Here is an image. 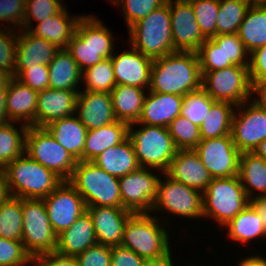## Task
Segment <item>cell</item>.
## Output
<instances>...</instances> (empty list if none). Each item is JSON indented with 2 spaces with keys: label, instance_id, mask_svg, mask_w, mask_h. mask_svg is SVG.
<instances>
[{
  "label": "cell",
  "instance_id": "obj_1",
  "mask_svg": "<svg viewBox=\"0 0 266 266\" xmlns=\"http://www.w3.org/2000/svg\"><path fill=\"white\" fill-rule=\"evenodd\" d=\"M201 87L197 52L175 51L153 60L148 91L184 96Z\"/></svg>",
  "mask_w": 266,
  "mask_h": 266
},
{
  "label": "cell",
  "instance_id": "obj_62",
  "mask_svg": "<svg viewBox=\"0 0 266 266\" xmlns=\"http://www.w3.org/2000/svg\"><path fill=\"white\" fill-rule=\"evenodd\" d=\"M253 153L266 160V139L256 146V148L253 150Z\"/></svg>",
  "mask_w": 266,
  "mask_h": 266
},
{
  "label": "cell",
  "instance_id": "obj_19",
  "mask_svg": "<svg viewBox=\"0 0 266 266\" xmlns=\"http://www.w3.org/2000/svg\"><path fill=\"white\" fill-rule=\"evenodd\" d=\"M75 114L87 130L116 121L112 97L107 92L79 91Z\"/></svg>",
  "mask_w": 266,
  "mask_h": 266
},
{
  "label": "cell",
  "instance_id": "obj_43",
  "mask_svg": "<svg viewBox=\"0 0 266 266\" xmlns=\"http://www.w3.org/2000/svg\"><path fill=\"white\" fill-rule=\"evenodd\" d=\"M62 0H26L22 29L30 30L35 23L59 13L65 6Z\"/></svg>",
  "mask_w": 266,
  "mask_h": 266
},
{
  "label": "cell",
  "instance_id": "obj_8",
  "mask_svg": "<svg viewBox=\"0 0 266 266\" xmlns=\"http://www.w3.org/2000/svg\"><path fill=\"white\" fill-rule=\"evenodd\" d=\"M250 204L238 176L213 178L203 192L204 218L225 226Z\"/></svg>",
  "mask_w": 266,
  "mask_h": 266
},
{
  "label": "cell",
  "instance_id": "obj_50",
  "mask_svg": "<svg viewBox=\"0 0 266 266\" xmlns=\"http://www.w3.org/2000/svg\"><path fill=\"white\" fill-rule=\"evenodd\" d=\"M14 77L37 92L49 88V69L47 65L38 64L28 69H14Z\"/></svg>",
  "mask_w": 266,
  "mask_h": 266
},
{
  "label": "cell",
  "instance_id": "obj_5",
  "mask_svg": "<svg viewBox=\"0 0 266 266\" xmlns=\"http://www.w3.org/2000/svg\"><path fill=\"white\" fill-rule=\"evenodd\" d=\"M159 215L132 213L127 220L121 245L129 248L144 259L158 258L171 250L169 230Z\"/></svg>",
  "mask_w": 266,
  "mask_h": 266
},
{
  "label": "cell",
  "instance_id": "obj_61",
  "mask_svg": "<svg viewBox=\"0 0 266 266\" xmlns=\"http://www.w3.org/2000/svg\"><path fill=\"white\" fill-rule=\"evenodd\" d=\"M243 260H240L238 266H266V258L263 256L259 255H252V256H247L244 258H241Z\"/></svg>",
  "mask_w": 266,
  "mask_h": 266
},
{
  "label": "cell",
  "instance_id": "obj_14",
  "mask_svg": "<svg viewBox=\"0 0 266 266\" xmlns=\"http://www.w3.org/2000/svg\"><path fill=\"white\" fill-rule=\"evenodd\" d=\"M230 134L240 153L253 152L266 139V110L252 100L236 106Z\"/></svg>",
  "mask_w": 266,
  "mask_h": 266
},
{
  "label": "cell",
  "instance_id": "obj_10",
  "mask_svg": "<svg viewBox=\"0 0 266 266\" xmlns=\"http://www.w3.org/2000/svg\"><path fill=\"white\" fill-rule=\"evenodd\" d=\"M23 235L21 241L26 252L35 256L54 252L57 235L48 219L43 199H22Z\"/></svg>",
  "mask_w": 266,
  "mask_h": 266
},
{
  "label": "cell",
  "instance_id": "obj_39",
  "mask_svg": "<svg viewBox=\"0 0 266 266\" xmlns=\"http://www.w3.org/2000/svg\"><path fill=\"white\" fill-rule=\"evenodd\" d=\"M22 199L10 196L0 204V237L20 240L23 235Z\"/></svg>",
  "mask_w": 266,
  "mask_h": 266
},
{
  "label": "cell",
  "instance_id": "obj_45",
  "mask_svg": "<svg viewBox=\"0 0 266 266\" xmlns=\"http://www.w3.org/2000/svg\"><path fill=\"white\" fill-rule=\"evenodd\" d=\"M216 44H223L225 68L231 65L249 66L250 55L237 33L219 34L211 37Z\"/></svg>",
  "mask_w": 266,
  "mask_h": 266
},
{
  "label": "cell",
  "instance_id": "obj_16",
  "mask_svg": "<svg viewBox=\"0 0 266 266\" xmlns=\"http://www.w3.org/2000/svg\"><path fill=\"white\" fill-rule=\"evenodd\" d=\"M43 201L56 235L67 230L86 211L83 197L68 181H63Z\"/></svg>",
  "mask_w": 266,
  "mask_h": 266
},
{
  "label": "cell",
  "instance_id": "obj_9",
  "mask_svg": "<svg viewBox=\"0 0 266 266\" xmlns=\"http://www.w3.org/2000/svg\"><path fill=\"white\" fill-rule=\"evenodd\" d=\"M25 153L63 181H68L77 160L63 148L45 127L30 126L25 137Z\"/></svg>",
  "mask_w": 266,
  "mask_h": 266
},
{
  "label": "cell",
  "instance_id": "obj_27",
  "mask_svg": "<svg viewBox=\"0 0 266 266\" xmlns=\"http://www.w3.org/2000/svg\"><path fill=\"white\" fill-rule=\"evenodd\" d=\"M53 138L77 161H83L87 128L76 115L55 120L45 126Z\"/></svg>",
  "mask_w": 266,
  "mask_h": 266
},
{
  "label": "cell",
  "instance_id": "obj_47",
  "mask_svg": "<svg viewBox=\"0 0 266 266\" xmlns=\"http://www.w3.org/2000/svg\"><path fill=\"white\" fill-rule=\"evenodd\" d=\"M201 72H211L225 68L223 44H216L207 38L197 51Z\"/></svg>",
  "mask_w": 266,
  "mask_h": 266
},
{
  "label": "cell",
  "instance_id": "obj_44",
  "mask_svg": "<svg viewBox=\"0 0 266 266\" xmlns=\"http://www.w3.org/2000/svg\"><path fill=\"white\" fill-rule=\"evenodd\" d=\"M196 16L201 33L206 38L216 36L219 0H188Z\"/></svg>",
  "mask_w": 266,
  "mask_h": 266
},
{
  "label": "cell",
  "instance_id": "obj_42",
  "mask_svg": "<svg viewBox=\"0 0 266 266\" xmlns=\"http://www.w3.org/2000/svg\"><path fill=\"white\" fill-rule=\"evenodd\" d=\"M168 130L178 150L194 149L201 141L199 126L182 115L169 124Z\"/></svg>",
  "mask_w": 266,
  "mask_h": 266
},
{
  "label": "cell",
  "instance_id": "obj_17",
  "mask_svg": "<svg viewBox=\"0 0 266 266\" xmlns=\"http://www.w3.org/2000/svg\"><path fill=\"white\" fill-rule=\"evenodd\" d=\"M173 46L176 51L197 52L207 39L200 30L188 0H169Z\"/></svg>",
  "mask_w": 266,
  "mask_h": 266
},
{
  "label": "cell",
  "instance_id": "obj_3",
  "mask_svg": "<svg viewBox=\"0 0 266 266\" xmlns=\"http://www.w3.org/2000/svg\"><path fill=\"white\" fill-rule=\"evenodd\" d=\"M11 196L21 199H43L63 180L26 153L4 168Z\"/></svg>",
  "mask_w": 266,
  "mask_h": 266
},
{
  "label": "cell",
  "instance_id": "obj_60",
  "mask_svg": "<svg viewBox=\"0 0 266 266\" xmlns=\"http://www.w3.org/2000/svg\"><path fill=\"white\" fill-rule=\"evenodd\" d=\"M11 196L5 169L0 168V204Z\"/></svg>",
  "mask_w": 266,
  "mask_h": 266
},
{
  "label": "cell",
  "instance_id": "obj_7",
  "mask_svg": "<svg viewBox=\"0 0 266 266\" xmlns=\"http://www.w3.org/2000/svg\"><path fill=\"white\" fill-rule=\"evenodd\" d=\"M134 125L142 127L134 130ZM128 137L140 167L156 169L162 173L167 171L178 150L168 127L134 123L128 127Z\"/></svg>",
  "mask_w": 266,
  "mask_h": 266
},
{
  "label": "cell",
  "instance_id": "obj_4",
  "mask_svg": "<svg viewBox=\"0 0 266 266\" xmlns=\"http://www.w3.org/2000/svg\"><path fill=\"white\" fill-rule=\"evenodd\" d=\"M128 30L129 45L152 60L176 51L172 39L169 0Z\"/></svg>",
  "mask_w": 266,
  "mask_h": 266
},
{
  "label": "cell",
  "instance_id": "obj_6",
  "mask_svg": "<svg viewBox=\"0 0 266 266\" xmlns=\"http://www.w3.org/2000/svg\"><path fill=\"white\" fill-rule=\"evenodd\" d=\"M68 182L83 197L86 207H122L119 178L92 161H77Z\"/></svg>",
  "mask_w": 266,
  "mask_h": 266
},
{
  "label": "cell",
  "instance_id": "obj_31",
  "mask_svg": "<svg viewBox=\"0 0 266 266\" xmlns=\"http://www.w3.org/2000/svg\"><path fill=\"white\" fill-rule=\"evenodd\" d=\"M238 178L250 200L266 196V160L262 157L253 152L241 153Z\"/></svg>",
  "mask_w": 266,
  "mask_h": 266
},
{
  "label": "cell",
  "instance_id": "obj_63",
  "mask_svg": "<svg viewBox=\"0 0 266 266\" xmlns=\"http://www.w3.org/2000/svg\"><path fill=\"white\" fill-rule=\"evenodd\" d=\"M12 78L9 73L0 70V89L8 88V84Z\"/></svg>",
  "mask_w": 266,
  "mask_h": 266
},
{
  "label": "cell",
  "instance_id": "obj_34",
  "mask_svg": "<svg viewBox=\"0 0 266 266\" xmlns=\"http://www.w3.org/2000/svg\"><path fill=\"white\" fill-rule=\"evenodd\" d=\"M237 34L249 54L266 44V3L250 5Z\"/></svg>",
  "mask_w": 266,
  "mask_h": 266
},
{
  "label": "cell",
  "instance_id": "obj_57",
  "mask_svg": "<svg viewBox=\"0 0 266 266\" xmlns=\"http://www.w3.org/2000/svg\"><path fill=\"white\" fill-rule=\"evenodd\" d=\"M172 250L158 258L144 259L141 266H175L172 260Z\"/></svg>",
  "mask_w": 266,
  "mask_h": 266
},
{
  "label": "cell",
  "instance_id": "obj_11",
  "mask_svg": "<svg viewBox=\"0 0 266 266\" xmlns=\"http://www.w3.org/2000/svg\"><path fill=\"white\" fill-rule=\"evenodd\" d=\"M201 74L202 88L215 101L229 102L238 106L252 98L249 66L231 65Z\"/></svg>",
  "mask_w": 266,
  "mask_h": 266
},
{
  "label": "cell",
  "instance_id": "obj_20",
  "mask_svg": "<svg viewBox=\"0 0 266 266\" xmlns=\"http://www.w3.org/2000/svg\"><path fill=\"white\" fill-rule=\"evenodd\" d=\"M165 174L202 193L213 179L194 149L177 150Z\"/></svg>",
  "mask_w": 266,
  "mask_h": 266
},
{
  "label": "cell",
  "instance_id": "obj_41",
  "mask_svg": "<svg viewBox=\"0 0 266 266\" xmlns=\"http://www.w3.org/2000/svg\"><path fill=\"white\" fill-rule=\"evenodd\" d=\"M214 102L215 100L201 87L183 96L180 115L200 127Z\"/></svg>",
  "mask_w": 266,
  "mask_h": 266
},
{
  "label": "cell",
  "instance_id": "obj_35",
  "mask_svg": "<svg viewBox=\"0 0 266 266\" xmlns=\"http://www.w3.org/2000/svg\"><path fill=\"white\" fill-rule=\"evenodd\" d=\"M223 227H226L225 230H228L226 231L227 237L231 241L240 242L243 245L260 237L266 238L262 219L251 204L247 205Z\"/></svg>",
  "mask_w": 266,
  "mask_h": 266
},
{
  "label": "cell",
  "instance_id": "obj_23",
  "mask_svg": "<svg viewBox=\"0 0 266 266\" xmlns=\"http://www.w3.org/2000/svg\"><path fill=\"white\" fill-rule=\"evenodd\" d=\"M146 93L137 124L168 127L181 114L183 96L151 91Z\"/></svg>",
  "mask_w": 266,
  "mask_h": 266
},
{
  "label": "cell",
  "instance_id": "obj_51",
  "mask_svg": "<svg viewBox=\"0 0 266 266\" xmlns=\"http://www.w3.org/2000/svg\"><path fill=\"white\" fill-rule=\"evenodd\" d=\"M25 5L26 0H0V22H7V25L12 23L13 29H22ZM7 25H0V27L12 29L11 26Z\"/></svg>",
  "mask_w": 266,
  "mask_h": 266
},
{
  "label": "cell",
  "instance_id": "obj_37",
  "mask_svg": "<svg viewBox=\"0 0 266 266\" xmlns=\"http://www.w3.org/2000/svg\"><path fill=\"white\" fill-rule=\"evenodd\" d=\"M15 122L0 125V168H5L12 160L25 153L27 125L14 126Z\"/></svg>",
  "mask_w": 266,
  "mask_h": 266
},
{
  "label": "cell",
  "instance_id": "obj_29",
  "mask_svg": "<svg viewBox=\"0 0 266 266\" xmlns=\"http://www.w3.org/2000/svg\"><path fill=\"white\" fill-rule=\"evenodd\" d=\"M92 162L107 173L118 178L140 168L129 137L121 143L103 151Z\"/></svg>",
  "mask_w": 266,
  "mask_h": 266
},
{
  "label": "cell",
  "instance_id": "obj_40",
  "mask_svg": "<svg viewBox=\"0 0 266 266\" xmlns=\"http://www.w3.org/2000/svg\"><path fill=\"white\" fill-rule=\"evenodd\" d=\"M81 82L85 83L83 84L85 91L110 93L116 86L112 58L103 59L82 71Z\"/></svg>",
  "mask_w": 266,
  "mask_h": 266
},
{
  "label": "cell",
  "instance_id": "obj_38",
  "mask_svg": "<svg viewBox=\"0 0 266 266\" xmlns=\"http://www.w3.org/2000/svg\"><path fill=\"white\" fill-rule=\"evenodd\" d=\"M251 4L250 0H219L216 35L238 33Z\"/></svg>",
  "mask_w": 266,
  "mask_h": 266
},
{
  "label": "cell",
  "instance_id": "obj_24",
  "mask_svg": "<svg viewBox=\"0 0 266 266\" xmlns=\"http://www.w3.org/2000/svg\"><path fill=\"white\" fill-rule=\"evenodd\" d=\"M14 69H28L31 66L47 65L52 61L59 47L33 35L29 30L18 32Z\"/></svg>",
  "mask_w": 266,
  "mask_h": 266
},
{
  "label": "cell",
  "instance_id": "obj_15",
  "mask_svg": "<svg viewBox=\"0 0 266 266\" xmlns=\"http://www.w3.org/2000/svg\"><path fill=\"white\" fill-rule=\"evenodd\" d=\"M194 151L213 178L238 176L241 153L231 134L201 140Z\"/></svg>",
  "mask_w": 266,
  "mask_h": 266
},
{
  "label": "cell",
  "instance_id": "obj_28",
  "mask_svg": "<svg viewBox=\"0 0 266 266\" xmlns=\"http://www.w3.org/2000/svg\"><path fill=\"white\" fill-rule=\"evenodd\" d=\"M81 17L82 15L71 17L65 4L59 13L37 23L36 27L33 26L29 31L60 49H64L75 33L76 24Z\"/></svg>",
  "mask_w": 266,
  "mask_h": 266
},
{
  "label": "cell",
  "instance_id": "obj_32",
  "mask_svg": "<svg viewBox=\"0 0 266 266\" xmlns=\"http://www.w3.org/2000/svg\"><path fill=\"white\" fill-rule=\"evenodd\" d=\"M146 90L129 85H116L110 92L116 120L128 125L137 123L142 114Z\"/></svg>",
  "mask_w": 266,
  "mask_h": 266
},
{
  "label": "cell",
  "instance_id": "obj_56",
  "mask_svg": "<svg viewBox=\"0 0 266 266\" xmlns=\"http://www.w3.org/2000/svg\"><path fill=\"white\" fill-rule=\"evenodd\" d=\"M254 94L257 97H253ZM252 98L251 100L253 102L263 110H266V83L252 84Z\"/></svg>",
  "mask_w": 266,
  "mask_h": 266
},
{
  "label": "cell",
  "instance_id": "obj_64",
  "mask_svg": "<svg viewBox=\"0 0 266 266\" xmlns=\"http://www.w3.org/2000/svg\"><path fill=\"white\" fill-rule=\"evenodd\" d=\"M252 3H265L266 0H250Z\"/></svg>",
  "mask_w": 266,
  "mask_h": 266
},
{
  "label": "cell",
  "instance_id": "obj_46",
  "mask_svg": "<svg viewBox=\"0 0 266 266\" xmlns=\"http://www.w3.org/2000/svg\"><path fill=\"white\" fill-rule=\"evenodd\" d=\"M115 6H121L123 9L124 21L127 29L134 23L145 18L154 9L162 6L167 0H109Z\"/></svg>",
  "mask_w": 266,
  "mask_h": 266
},
{
  "label": "cell",
  "instance_id": "obj_55",
  "mask_svg": "<svg viewBox=\"0 0 266 266\" xmlns=\"http://www.w3.org/2000/svg\"><path fill=\"white\" fill-rule=\"evenodd\" d=\"M144 258L122 245L111 247V266H141Z\"/></svg>",
  "mask_w": 266,
  "mask_h": 266
},
{
  "label": "cell",
  "instance_id": "obj_48",
  "mask_svg": "<svg viewBox=\"0 0 266 266\" xmlns=\"http://www.w3.org/2000/svg\"><path fill=\"white\" fill-rule=\"evenodd\" d=\"M17 39L16 29L0 27V70L12 77H14Z\"/></svg>",
  "mask_w": 266,
  "mask_h": 266
},
{
  "label": "cell",
  "instance_id": "obj_58",
  "mask_svg": "<svg viewBox=\"0 0 266 266\" xmlns=\"http://www.w3.org/2000/svg\"><path fill=\"white\" fill-rule=\"evenodd\" d=\"M7 94L8 88L0 89V125L10 122L6 105Z\"/></svg>",
  "mask_w": 266,
  "mask_h": 266
},
{
  "label": "cell",
  "instance_id": "obj_59",
  "mask_svg": "<svg viewBox=\"0 0 266 266\" xmlns=\"http://www.w3.org/2000/svg\"><path fill=\"white\" fill-rule=\"evenodd\" d=\"M250 204L254 207L266 231V200L264 198H255L250 200Z\"/></svg>",
  "mask_w": 266,
  "mask_h": 266
},
{
  "label": "cell",
  "instance_id": "obj_25",
  "mask_svg": "<svg viewBox=\"0 0 266 266\" xmlns=\"http://www.w3.org/2000/svg\"><path fill=\"white\" fill-rule=\"evenodd\" d=\"M38 93L13 77L8 84L7 112L11 122L36 127ZM24 122V123H22Z\"/></svg>",
  "mask_w": 266,
  "mask_h": 266
},
{
  "label": "cell",
  "instance_id": "obj_53",
  "mask_svg": "<svg viewBox=\"0 0 266 266\" xmlns=\"http://www.w3.org/2000/svg\"><path fill=\"white\" fill-rule=\"evenodd\" d=\"M249 75L252 84L266 83V44L250 53Z\"/></svg>",
  "mask_w": 266,
  "mask_h": 266
},
{
  "label": "cell",
  "instance_id": "obj_26",
  "mask_svg": "<svg viewBox=\"0 0 266 266\" xmlns=\"http://www.w3.org/2000/svg\"><path fill=\"white\" fill-rule=\"evenodd\" d=\"M95 244L97 239L93 221L86 210L67 230L57 235L55 251L64 255L77 256Z\"/></svg>",
  "mask_w": 266,
  "mask_h": 266
},
{
  "label": "cell",
  "instance_id": "obj_36",
  "mask_svg": "<svg viewBox=\"0 0 266 266\" xmlns=\"http://www.w3.org/2000/svg\"><path fill=\"white\" fill-rule=\"evenodd\" d=\"M235 107L229 102L215 101L199 127L201 140L230 134Z\"/></svg>",
  "mask_w": 266,
  "mask_h": 266
},
{
  "label": "cell",
  "instance_id": "obj_22",
  "mask_svg": "<svg viewBox=\"0 0 266 266\" xmlns=\"http://www.w3.org/2000/svg\"><path fill=\"white\" fill-rule=\"evenodd\" d=\"M79 91L44 89L38 93L36 127H45L51 122L75 115Z\"/></svg>",
  "mask_w": 266,
  "mask_h": 266
},
{
  "label": "cell",
  "instance_id": "obj_13",
  "mask_svg": "<svg viewBox=\"0 0 266 266\" xmlns=\"http://www.w3.org/2000/svg\"><path fill=\"white\" fill-rule=\"evenodd\" d=\"M140 167L119 177L122 207L132 213H151L157 195L159 170Z\"/></svg>",
  "mask_w": 266,
  "mask_h": 266
},
{
  "label": "cell",
  "instance_id": "obj_30",
  "mask_svg": "<svg viewBox=\"0 0 266 266\" xmlns=\"http://www.w3.org/2000/svg\"><path fill=\"white\" fill-rule=\"evenodd\" d=\"M128 127L127 123L116 120L98 129L88 130L83 161H92L106 149L124 141L128 137Z\"/></svg>",
  "mask_w": 266,
  "mask_h": 266
},
{
  "label": "cell",
  "instance_id": "obj_49",
  "mask_svg": "<svg viewBox=\"0 0 266 266\" xmlns=\"http://www.w3.org/2000/svg\"><path fill=\"white\" fill-rule=\"evenodd\" d=\"M32 257L26 252L22 241L0 237V266H27Z\"/></svg>",
  "mask_w": 266,
  "mask_h": 266
},
{
  "label": "cell",
  "instance_id": "obj_33",
  "mask_svg": "<svg viewBox=\"0 0 266 266\" xmlns=\"http://www.w3.org/2000/svg\"><path fill=\"white\" fill-rule=\"evenodd\" d=\"M48 69L49 88L80 91L82 71L66 48L56 53L48 64Z\"/></svg>",
  "mask_w": 266,
  "mask_h": 266
},
{
  "label": "cell",
  "instance_id": "obj_18",
  "mask_svg": "<svg viewBox=\"0 0 266 266\" xmlns=\"http://www.w3.org/2000/svg\"><path fill=\"white\" fill-rule=\"evenodd\" d=\"M128 50L114 53L112 58L116 85L148 88L153 60L128 45Z\"/></svg>",
  "mask_w": 266,
  "mask_h": 266
},
{
  "label": "cell",
  "instance_id": "obj_2",
  "mask_svg": "<svg viewBox=\"0 0 266 266\" xmlns=\"http://www.w3.org/2000/svg\"><path fill=\"white\" fill-rule=\"evenodd\" d=\"M103 21L91 14L78 20L66 50L71 54L81 71L96 65L114 54V35Z\"/></svg>",
  "mask_w": 266,
  "mask_h": 266
},
{
  "label": "cell",
  "instance_id": "obj_54",
  "mask_svg": "<svg viewBox=\"0 0 266 266\" xmlns=\"http://www.w3.org/2000/svg\"><path fill=\"white\" fill-rule=\"evenodd\" d=\"M32 266H79L76 256L64 255L56 251L32 258Z\"/></svg>",
  "mask_w": 266,
  "mask_h": 266
},
{
  "label": "cell",
  "instance_id": "obj_52",
  "mask_svg": "<svg viewBox=\"0 0 266 266\" xmlns=\"http://www.w3.org/2000/svg\"><path fill=\"white\" fill-rule=\"evenodd\" d=\"M76 257L79 266H111V246L97 243Z\"/></svg>",
  "mask_w": 266,
  "mask_h": 266
},
{
  "label": "cell",
  "instance_id": "obj_12",
  "mask_svg": "<svg viewBox=\"0 0 266 266\" xmlns=\"http://www.w3.org/2000/svg\"><path fill=\"white\" fill-rule=\"evenodd\" d=\"M159 178L157 186V195L153 203L151 213L161 211L172 215L186 218H204L203 214V193L186 186L182 183L172 180L165 173Z\"/></svg>",
  "mask_w": 266,
  "mask_h": 266
},
{
  "label": "cell",
  "instance_id": "obj_21",
  "mask_svg": "<svg viewBox=\"0 0 266 266\" xmlns=\"http://www.w3.org/2000/svg\"><path fill=\"white\" fill-rule=\"evenodd\" d=\"M98 244L121 245L124 226L132 212L118 207L88 206Z\"/></svg>",
  "mask_w": 266,
  "mask_h": 266
}]
</instances>
